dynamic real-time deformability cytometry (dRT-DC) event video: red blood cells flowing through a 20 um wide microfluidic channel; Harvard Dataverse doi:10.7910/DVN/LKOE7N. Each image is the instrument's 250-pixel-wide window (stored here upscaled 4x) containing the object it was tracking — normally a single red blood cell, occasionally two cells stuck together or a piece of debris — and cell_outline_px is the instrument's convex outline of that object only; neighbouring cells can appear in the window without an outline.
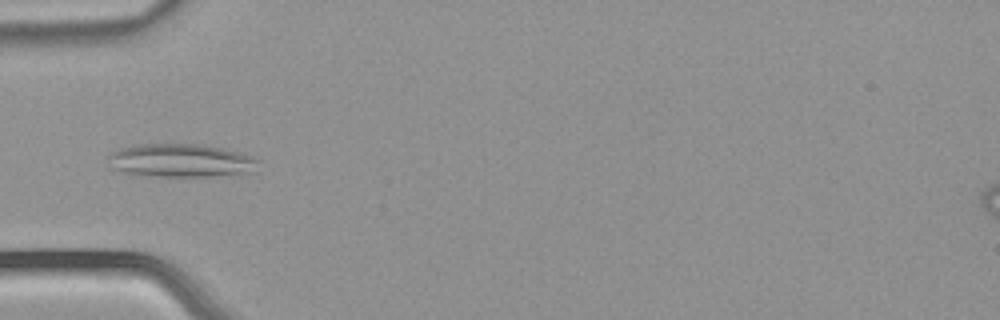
{"species": "common noctule bat (a hibernating species)", "species_latin": "Nyctalus noctula", "temperature_condition": "warm", "stored_images_in_passage": 6, "camera_frame_rate_fps": 3000, "um_per_image_px": 0.085, "animal": {"sex": "male", "body_mass_g": 21.5, "forearm_length_mm": 52.0}, "frame": {"image": 1, "passage_image": 6, "time_ms": 1.667, "image_size_px": [1000, 320], "cell_outline_px": [[260, 160], [256, 172], [208, 176], [140, 176], [120, 172], [108, 168], [108, 152], [120, 148], [140, 144], [204, 144], [224, 148], [256, 156]], "centroid_in_image_um": [15.35, 13.65], "position_along_channel_um": 69.6, "area_um2": 30.0}}